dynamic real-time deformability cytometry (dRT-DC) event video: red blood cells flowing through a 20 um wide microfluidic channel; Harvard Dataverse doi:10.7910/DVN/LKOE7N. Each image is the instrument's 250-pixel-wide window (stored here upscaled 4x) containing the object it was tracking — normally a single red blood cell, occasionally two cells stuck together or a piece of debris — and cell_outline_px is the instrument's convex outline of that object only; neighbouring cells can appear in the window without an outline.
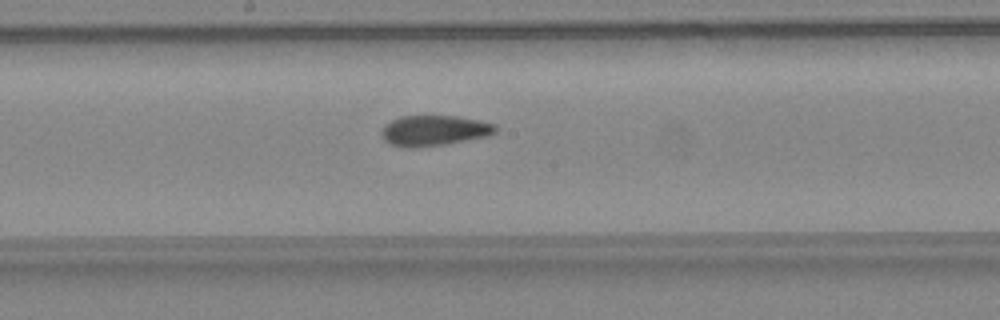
{"species": "common noctule bat (a hibernating species)", "species_latin": "Nyctalus noctula", "temperature_condition": "warm", "stored_images_in_passage": 30, "camera_frame_rate_fps": 3000, "um_per_image_px": 0.085, "animal": {"sex": "female", "body_mass_g": 24.6, "forearm_length_mm": 56.2}, "frame": {"image": 1, "passage_image": 12, "time_ms": 3.667, "image_size_px": [1000, 320], "cell_outline_px": [[496, 132], [488, 136], [444, 144], [416, 148], [404, 148], [392, 144], [384, 140], [380, 136], [380, 132], [384, 124], [400, 116], [456, 116], [480, 120], [496, 124]], "centroid_in_image_um": [36.87, 11.1], "position_along_channel_um": 211.3, "area_um2": 20.4}}
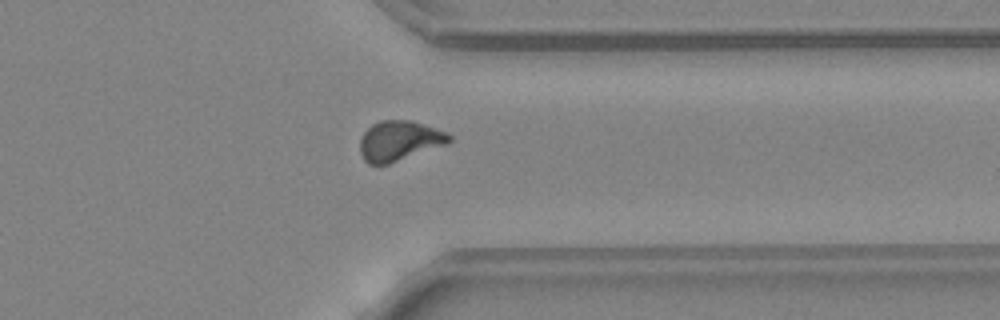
{"frame": {"image": 2, "passage_image": 23, "time_ms": 7.333, "image_size_px": [1000, 320], "cell_outline_px": [[452, 140], [448, 144], [388, 164], [368, 164], [364, 160], [360, 152], [360, 140], [364, 132], [372, 124], [380, 120], [412, 120], [448, 132], [452, 136]], "centroid_in_image_um": [33.97, 11.96], "position_along_channel_um": 377.4, "area_um2": 20.98}}
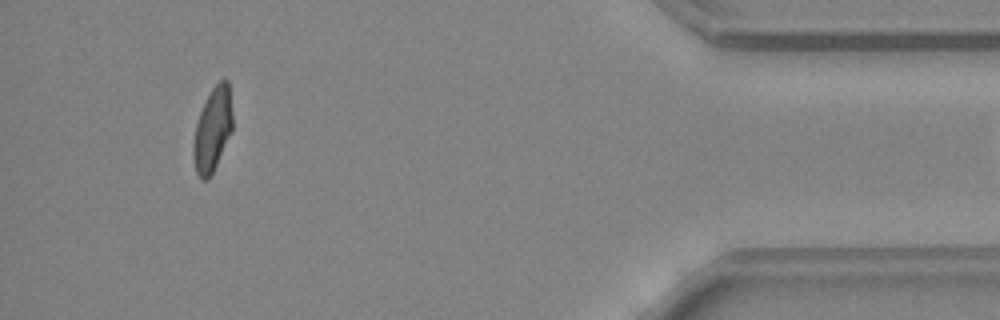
{"frame": {"image": 3, "passage_image": 29, "time_ms": 9.333, "image_size_px": [1000, 320], "cell_outline_px": [[232, 132], [208, 180], [200, 180], [196, 172], [192, 156], [192, 144], [196, 124], [200, 112], [212, 88], [220, 80], [228, 80], [232, 112]], "centroid_in_image_um": [18.05, 11.05], "position_along_channel_um": 417.1, "area_um2": 19.07}}